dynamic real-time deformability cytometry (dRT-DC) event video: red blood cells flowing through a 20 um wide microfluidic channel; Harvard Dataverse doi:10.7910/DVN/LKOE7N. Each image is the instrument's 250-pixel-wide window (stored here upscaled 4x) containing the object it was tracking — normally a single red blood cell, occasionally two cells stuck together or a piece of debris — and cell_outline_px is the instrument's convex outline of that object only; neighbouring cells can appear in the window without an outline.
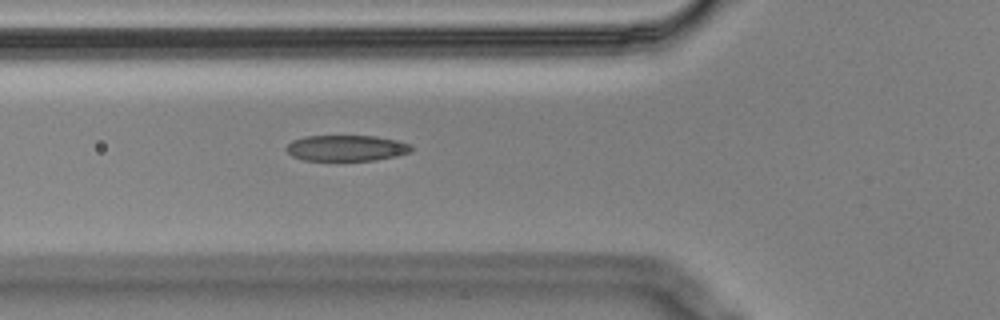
{"species": "Egyptian fruit bat (a non-hibernating species)", "species_latin": "Rousettus aegyptiacus", "temperature_condition": "cold", "stored_images_in_passage": 5, "camera_frame_rate_fps": 3000, "um_per_image_px": 0.085, "animal": {"sex": "male"}, "frame": {"image": 1, "passage_image": 5, "time_ms": 1.333, "image_size_px": [1000, 320], "cell_outline_px": [[412, 152], [396, 156], [376, 160], [304, 160], [292, 156], [284, 148], [292, 140], [304, 136], [376, 136], [400, 140], [412, 144]], "centroid_in_image_um": [29.48, 12.58], "position_along_channel_um": 96.3, "area_um2": 19.07}}